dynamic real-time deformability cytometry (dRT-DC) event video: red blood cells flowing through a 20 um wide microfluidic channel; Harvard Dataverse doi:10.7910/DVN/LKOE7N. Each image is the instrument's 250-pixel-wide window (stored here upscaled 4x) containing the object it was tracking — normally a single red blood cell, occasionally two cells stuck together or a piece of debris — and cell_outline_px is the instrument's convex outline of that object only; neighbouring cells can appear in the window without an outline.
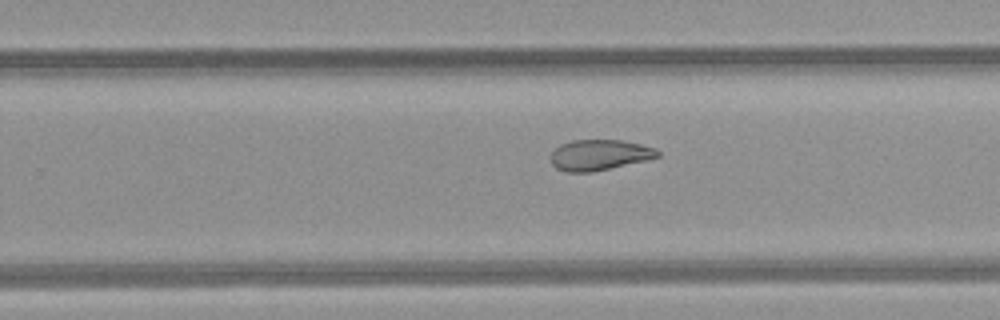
{"species": "common noctule bat (a hibernating species)", "species_latin": "Nyctalus noctula", "temperature_condition": "room temperature", "stored_images_in_passage": 26, "camera_frame_rate_fps": 3000, "um_per_image_px": 0.085, "animal": {"sex": "female", "body_mass_g": 21.9}, "frame": {"image": 1, "passage_image": 19, "time_ms": 6.0, "image_size_px": [1000, 320], "cell_outline_px": [[660, 156], [648, 160], [592, 172], [564, 172], [556, 168], [552, 164], [552, 152], [560, 144], [572, 140], [620, 140], [640, 144], [656, 148], [660, 152]], "centroid_in_image_um": [50.96, 13.17], "position_along_channel_um": 278.8, "area_um2": 19.13}}
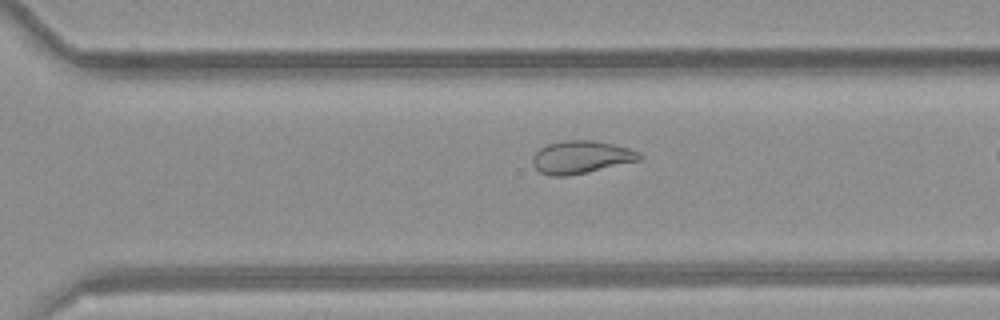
{"frame": {"image": 2, "passage_image": 22, "time_ms": 7.0, "image_size_px": [1000, 320], "cell_outline_px": [[644, 156], [640, 160], [568, 176], [548, 176], [540, 172], [532, 164], [532, 156], [540, 148], [548, 144], [564, 140], [592, 140], [612, 144], [628, 148], [640, 152]], "centroid_in_image_um": [49.37, 13.36], "position_along_channel_um": 321.2, "area_um2": 20.35}}